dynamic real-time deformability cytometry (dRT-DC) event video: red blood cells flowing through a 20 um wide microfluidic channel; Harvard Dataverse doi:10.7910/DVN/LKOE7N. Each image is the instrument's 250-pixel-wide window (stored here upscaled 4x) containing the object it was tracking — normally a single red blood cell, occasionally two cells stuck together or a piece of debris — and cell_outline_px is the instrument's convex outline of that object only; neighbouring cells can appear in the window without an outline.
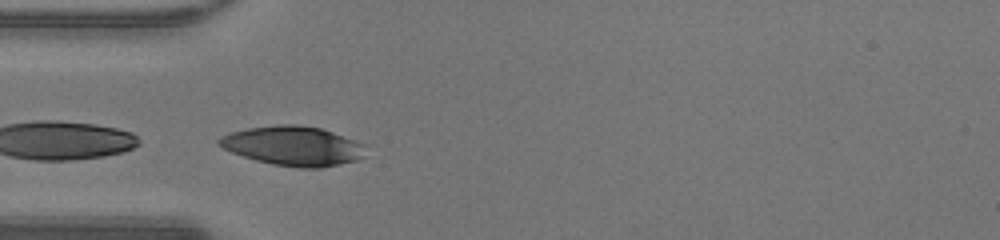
{"species": "human", "species_latin": "Homo sapiens", "temperature_condition": "warm", "stored_images_in_passage": 35, "segment_of_instrument_passage": [2, 2], "camera_frame_rate_fps": 3000, "um_per_image_px": 0.085, "donor": {"sex": "male"}, "frame": {"image": 1, "passage_image": 9, "time_ms": 2.667, "image_size_px": [1000, 240], "cell_outline_px": [[368, 144], [360, 156], [356, 160], [340, 164], [320, 168], [300, 168], [272, 164], [256, 160], [232, 152], [216, 144], [216, 140], [220, 136], [228, 132], [248, 128], [276, 124], [300, 124], [320, 128]], "centroid_in_image_um": [24.89, 12.39], "position_along_channel_um": 60.1, "area_um2": 33.81}}
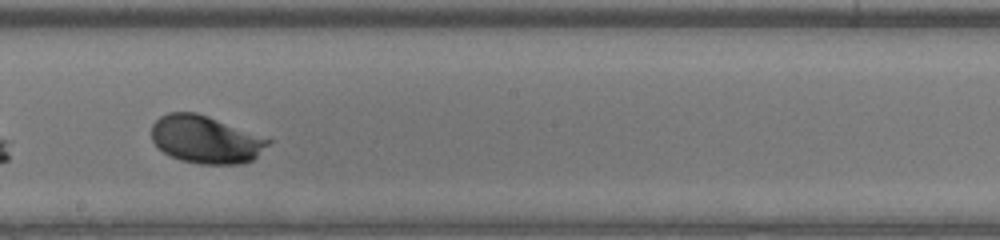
{"frame": {"image": 2, "passage_image": 21, "time_ms": 6.667, "image_size_px": [1000, 240], "cell_outline_px": [[272, 140], [252, 160], [240, 164], [200, 164], [180, 160], [164, 152], [152, 140], [152, 124], [160, 116], [168, 112], [196, 112], [208, 116]], "centroid_in_image_um": [17.45, 11.85], "position_along_channel_um": 230.8, "area_um2": 31.96}}
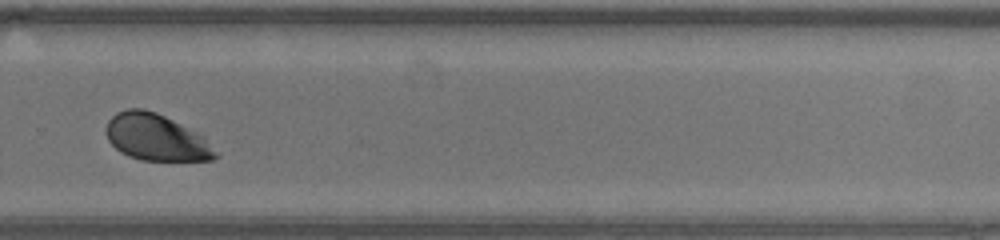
{"frame": {"image": 3, "passage_image": 27, "time_ms": 8.667, "image_size_px": [1000, 240], "cell_outline_px": [[220, 156], [212, 160], [140, 160], [128, 156], [120, 152], [108, 140], [108, 120], [116, 112], [128, 108], [144, 108], [156, 112], [204, 136], [220, 152]], "centroid_in_image_um": [13.32, 11.69], "position_along_channel_um": 316.5, "area_um2": 29.71}}